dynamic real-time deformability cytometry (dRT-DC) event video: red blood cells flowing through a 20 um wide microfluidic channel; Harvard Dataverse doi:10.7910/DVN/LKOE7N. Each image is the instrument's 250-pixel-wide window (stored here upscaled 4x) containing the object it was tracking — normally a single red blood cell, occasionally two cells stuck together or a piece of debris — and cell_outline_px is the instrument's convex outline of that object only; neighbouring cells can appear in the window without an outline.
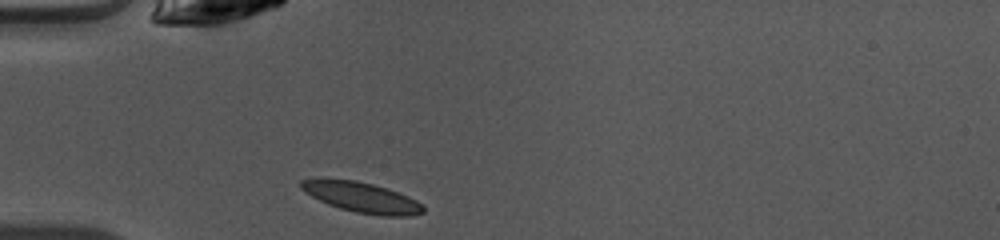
{"species": "common noctule bat (a hibernating species)", "species_latin": "Nyctalus noctula", "temperature_condition": "warm", "stored_images_in_passage": 36, "camera_frame_rate_fps": 3000, "um_per_image_px": 0.085, "animal": {"sex": "female", "body_mass_g": 10.0, "forearm_length_mm": 53.1}, "frame": {"image": 1, "passage_image": 1, "time_ms": 0.0, "image_size_px": [1000, 240], "cell_outline_px": [[424, 212], [412, 216], [380, 216], [356, 212], [340, 208], [328, 204], [312, 196], [300, 188], [300, 180], [356, 180], [372, 184], [408, 196], [416, 200], [424, 208]], "centroid_in_image_um": [30.79, 16.8], "position_along_channel_um": 54.2, "area_um2": 20.98}}
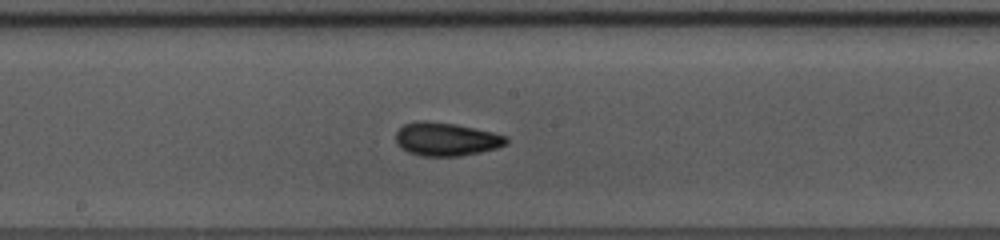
{"frame": {"image": 2, "passage_image": 13, "time_ms": 4.0, "image_size_px": [1000, 240], "cell_outline_px": [[508, 144], [496, 148], [480, 152], [460, 156], [420, 156], [408, 152], [400, 148], [396, 144], [396, 132], [404, 124], [424, 120], [456, 124], [492, 132], [508, 136]], "centroid_in_image_um": [37.92, 11.84], "position_along_channel_um": 210.3, "area_um2": 21.56}}
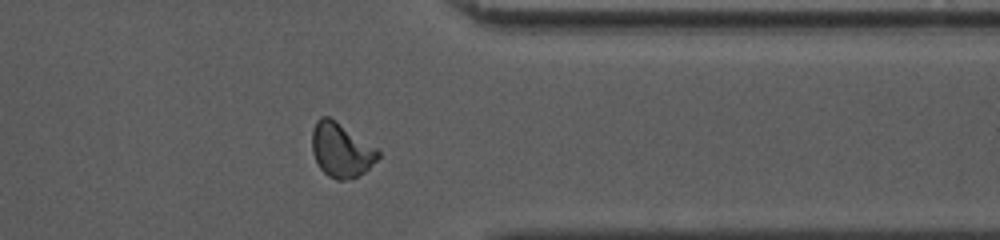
{"frame": {"image": 3, "passage_image": 26, "time_ms": 8.333, "image_size_px": [1000, 240], "cell_outline_px": [[380, 156], [364, 172], [356, 176], [344, 180], [336, 180], [328, 176], [320, 168], [312, 152], [312, 128], [316, 120], [320, 116], [328, 116], [336, 120], [376, 148], [380, 152]], "centroid_in_image_um": [28.96, 12.73], "position_along_channel_um": 382.4, "area_um2": 20.75}}